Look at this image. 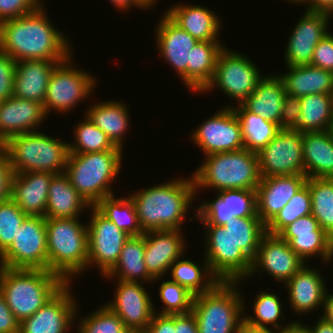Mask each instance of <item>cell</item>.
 <instances>
[{"label":"cell","mask_w":333,"mask_h":333,"mask_svg":"<svg viewBox=\"0 0 333 333\" xmlns=\"http://www.w3.org/2000/svg\"><path fill=\"white\" fill-rule=\"evenodd\" d=\"M44 6L0 23L1 52L15 61H64L73 54V44L52 24Z\"/></svg>","instance_id":"6da1fadb"},{"label":"cell","mask_w":333,"mask_h":333,"mask_svg":"<svg viewBox=\"0 0 333 333\" xmlns=\"http://www.w3.org/2000/svg\"><path fill=\"white\" fill-rule=\"evenodd\" d=\"M182 177L129 193L144 232L182 230L181 226L197 200L192 176Z\"/></svg>","instance_id":"7a4b0ae2"},{"label":"cell","mask_w":333,"mask_h":333,"mask_svg":"<svg viewBox=\"0 0 333 333\" xmlns=\"http://www.w3.org/2000/svg\"><path fill=\"white\" fill-rule=\"evenodd\" d=\"M204 157L202 164L191 174L196 197L200 189L207 188L216 193L226 189L256 191L261 180L257 153L243 148Z\"/></svg>","instance_id":"3957f363"},{"label":"cell","mask_w":333,"mask_h":333,"mask_svg":"<svg viewBox=\"0 0 333 333\" xmlns=\"http://www.w3.org/2000/svg\"><path fill=\"white\" fill-rule=\"evenodd\" d=\"M79 219L46 218L48 271L66 283L87 270V224Z\"/></svg>","instance_id":"277c9868"},{"label":"cell","mask_w":333,"mask_h":333,"mask_svg":"<svg viewBox=\"0 0 333 333\" xmlns=\"http://www.w3.org/2000/svg\"><path fill=\"white\" fill-rule=\"evenodd\" d=\"M65 284L61 277L48 270L0 266V291L19 322L37 312Z\"/></svg>","instance_id":"5b68a950"},{"label":"cell","mask_w":333,"mask_h":333,"mask_svg":"<svg viewBox=\"0 0 333 333\" xmlns=\"http://www.w3.org/2000/svg\"><path fill=\"white\" fill-rule=\"evenodd\" d=\"M239 281H219L211 290L194 296L192 313L198 333H240L246 310Z\"/></svg>","instance_id":"8992f818"},{"label":"cell","mask_w":333,"mask_h":333,"mask_svg":"<svg viewBox=\"0 0 333 333\" xmlns=\"http://www.w3.org/2000/svg\"><path fill=\"white\" fill-rule=\"evenodd\" d=\"M122 152L123 150H106L69 153L64 173L90 206H95L101 199L115 194L111 184L116 181L121 171Z\"/></svg>","instance_id":"52a82bcc"},{"label":"cell","mask_w":333,"mask_h":333,"mask_svg":"<svg viewBox=\"0 0 333 333\" xmlns=\"http://www.w3.org/2000/svg\"><path fill=\"white\" fill-rule=\"evenodd\" d=\"M1 147L8 155L13 173H64L69 155L68 141L41 130L10 137Z\"/></svg>","instance_id":"ba28073f"},{"label":"cell","mask_w":333,"mask_h":333,"mask_svg":"<svg viewBox=\"0 0 333 333\" xmlns=\"http://www.w3.org/2000/svg\"><path fill=\"white\" fill-rule=\"evenodd\" d=\"M72 59L71 54L59 62L51 73L43 105L46 116L51 111L68 114L79 102L88 100L97 86L93 74L74 66Z\"/></svg>","instance_id":"9c48e42d"},{"label":"cell","mask_w":333,"mask_h":333,"mask_svg":"<svg viewBox=\"0 0 333 333\" xmlns=\"http://www.w3.org/2000/svg\"><path fill=\"white\" fill-rule=\"evenodd\" d=\"M263 77L251 58L225 46L218 56L212 80L201 93L219 88L231 101L238 102L235 104H241Z\"/></svg>","instance_id":"30bf717a"},{"label":"cell","mask_w":333,"mask_h":333,"mask_svg":"<svg viewBox=\"0 0 333 333\" xmlns=\"http://www.w3.org/2000/svg\"><path fill=\"white\" fill-rule=\"evenodd\" d=\"M205 229L204 257L220 281H239L249 276L252 260L235 244L222 225H202ZM206 240V241H205Z\"/></svg>","instance_id":"8fae6325"},{"label":"cell","mask_w":333,"mask_h":333,"mask_svg":"<svg viewBox=\"0 0 333 333\" xmlns=\"http://www.w3.org/2000/svg\"><path fill=\"white\" fill-rule=\"evenodd\" d=\"M0 266L12 269L48 270L46 218L28 216L16 238L0 256Z\"/></svg>","instance_id":"7c38bea8"},{"label":"cell","mask_w":333,"mask_h":333,"mask_svg":"<svg viewBox=\"0 0 333 333\" xmlns=\"http://www.w3.org/2000/svg\"><path fill=\"white\" fill-rule=\"evenodd\" d=\"M87 221V268H97L104 277L117 263L122 247L130 237L106 218L95 206H91Z\"/></svg>","instance_id":"4fadbf2b"},{"label":"cell","mask_w":333,"mask_h":333,"mask_svg":"<svg viewBox=\"0 0 333 333\" xmlns=\"http://www.w3.org/2000/svg\"><path fill=\"white\" fill-rule=\"evenodd\" d=\"M190 136L204 156L245 148L241 123L233 107L218 110L199 124Z\"/></svg>","instance_id":"5bb4252c"},{"label":"cell","mask_w":333,"mask_h":333,"mask_svg":"<svg viewBox=\"0 0 333 333\" xmlns=\"http://www.w3.org/2000/svg\"><path fill=\"white\" fill-rule=\"evenodd\" d=\"M261 177L305 175L302 133L280 130L258 153Z\"/></svg>","instance_id":"9a60e30c"},{"label":"cell","mask_w":333,"mask_h":333,"mask_svg":"<svg viewBox=\"0 0 333 333\" xmlns=\"http://www.w3.org/2000/svg\"><path fill=\"white\" fill-rule=\"evenodd\" d=\"M71 285L72 282L66 283L37 312L22 320L19 333H69L80 310Z\"/></svg>","instance_id":"2e32d148"},{"label":"cell","mask_w":333,"mask_h":333,"mask_svg":"<svg viewBox=\"0 0 333 333\" xmlns=\"http://www.w3.org/2000/svg\"><path fill=\"white\" fill-rule=\"evenodd\" d=\"M306 264L287 241L278 235L266 233L259 244L257 254L252 260V268L247 278L239 280L246 282L249 278L262 272L270 275L283 285Z\"/></svg>","instance_id":"e0dca14e"},{"label":"cell","mask_w":333,"mask_h":333,"mask_svg":"<svg viewBox=\"0 0 333 333\" xmlns=\"http://www.w3.org/2000/svg\"><path fill=\"white\" fill-rule=\"evenodd\" d=\"M215 199L200 203L192 219L202 225H225L231 220L253 216L257 213L256 191L226 189L216 193Z\"/></svg>","instance_id":"ac0fdd59"},{"label":"cell","mask_w":333,"mask_h":333,"mask_svg":"<svg viewBox=\"0 0 333 333\" xmlns=\"http://www.w3.org/2000/svg\"><path fill=\"white\" fill-rule=\"evenodd\" d=\"M332 15L306 10L293 26L285 46V66L309 65L316 45L330 31Z\"/></svg>","instance_id":"d6986e66"},{"label":"cell","mask_w":333,"mask_h":333,"mask_svg":"<svg viewBox=\"0 0 333 333\" xmlns=\"http://www.w3.org/2000/svg\"><path fill=\"white\" fill-rule=\"evenodd\" d=\"M277 235L287 241L290 248L306 263L314 256H320L323 264L332 263L333 239L319 226L312 214L298 218Z\"/></svg>","instance_id":"ffe728a7"},{"label":"cell","mask_w":333,"mask_h":333,"mask_svg":"<svg viewBox=\"0 0 333 333\" xmlns=\"http://www.w3.org/2000/svg\"><path fill=\"white\" fill-rule=\"evenodd\" d=\"M115 295L105 305L124 323L126 329L146 331L155 313V305L141 282L116 280Z\"/></svg>","instance_id":"44dd1931"},{"label":"cell","mask_w":333,"mask_h":333,"mask_svg":"<svg viewBox=\"0 0 333 333\" xmlns=\"http://www.w3.org/2000/svg\"><path fill=\"white\" fill-rule=\"evenodd\" d=\"M182 230L166 229L145 232L144 262L153 282L166 277L174 261L184 256L187 250ZM184 252V253H183Z\"/></svg>","instance_id":"7402d4cb"},{"label":"cell","mask_w":333,"mask_h":333,"mask_svg":"<svg viewBox=\"0 0 333 333\" xmlns=\"http://www.w3.org/2000/svg\"><path fill=\"white\" fill-rule=\"evenodd\" d=\"M155 40L156 47L170 67H173L183 84L187 86V62H189V51L198 40L187 31L181 29L165 13L157 22Z\"/></svg>","instance_id":"603a6c76"},{"label":"cell","mask_w":333,"mask_h":333,"mask_svg":"<svg viewBox=\"0 0 333 333\" xmlns=\"http://www.w3.org/2000/svg\"><path fill=\"white\" fill-rule=\"evenodd\" d=\"M306 175L261 177L256 189L257 215L267 225L305 185Z\"/></svg>","instance_id":"cb8c5ba5"},{"label":"cell","mask_w":333,"mask_h":333,"mask_svg":"<svg viewBox=\"0 0 333 333\" xmlns=\"http://www.w3.org/2000/svg\"><path fill=\"white\" fill-rule=\"evenodd\" d=\"M46 118L40 103L16 96L0 101V146L10 137L37 131Z\"/></svg>","instance_id":"d4e9b609"},{"label":"cell","mask_w":333,"mask_h":333,"mask_svg":"<svg viewBox=\"0 0 333 333\" xmlns=\"http://www.w3.org/2000/svg\"><path fill=\"white\" fill-rule=\"evenodd\" d=\"M304 265L284 285L289 296L290 310L296 315L313 313L321 306L328 288L325 285V277L321 275L320 268ZM327 288V289H326Z\"/></svg>","instance_id":"484cf974"},{"label":"cell","mask_w":333,"mask_h":333,"mask_svg":"<svg viewBox=\"0 0 333 333\" xmlns=\"http://www.w3.org/2000/svg\"><path fill=\"white\" fill-rule=\"evenodd\" d=\"M54 175L43 171L14 173L10 198L29 216L45 217L49 185Z\"/></svg>","instance_id":"4316f807"},{"label":"cell","mask_w":333,"mask_h":333,"mask_svg":"<svg viewBox=\"0 0 333 333\" xmlns=\"http://www.w3.org/2000/svg\"><path fill=\"white\" fill-rule=\"evenodd\" d=\"M164 13L198 41H220L221 18L207 6L176 3Z\"/></svg>","instance_id":"83f0119b"},{"label":"cell","mask_w":333,"mask_h":333,"mask_svg":"<svg viewBox=\"0 0 333 333\" xmlns=\"http://www.w3.org/2000/svg\"><path fill=\"white\" fill-rule=\"evenodd\" d=\"M59 62L62 61H16L13 96L40 103L43 106L49 78Z\"/></svg>","instance_id":"f1b7e54d"},{"label":"cell","mask_w":333,"mask_h":333,"mask_svg":"<svg viewBox=\"0 0 333 333\" xmlns=\"http://www.w3.org/2000/svg\"><path fill=\"white\" fill-rule=\"evenodd\" d=\"M286 90L278 74H266L241 103L248 111L279 124Z\"/></svg>","instance_id":"f546056e"},{"label":"cell","mask_w":333,"mask_h":333,"mask_svg":"<svg viewBox=\"0 0 333 333\" xmlns=\"http://www.w3.org/2000/svg\"><path fill=\"white\" fill-rule=\"evenodd\" d=\"M84 112L85 115L100 128L119 148H123L124 139L130 128L128 107L121 100H106L93 103Z\"/></svg>","instance_id":"4dcf8cb0"},{"label":"cell","mask_w":333,"mask_h":333,"mask_svg":"<svg viewBox=\"0 0 333 333\" xmlns=\"http://www.w3.org/2000/svg\"><path fill=\"white\" fill-rule=\"evenodd\" d=\"M278 75L286 94L303 97L312 94H333V73L313 65L286 66Z\"/></svg>","instance_id":"1f68e13d"},{"label":"cell","mask_w":333,"mask_h":333,"mask_svg":"<svg viewBox=\"0 0 333 333\" xmlns=\"http://www.w3.org/2000/svg\"><path fill=\"white\" fill-rule=\"evenodd\" d=\"M90 207L71 185L65 173L55 174L52 177L45 218H81L83 211L87 209L90 211Z\"/></svg>","instance_id":"d6a6232c"},{"label":"cell","mask_w":333,"mask_h":333,"mask_svg":"<svg viewBox=\"0 0 333 333\" xmlns=\"http://www.w3.org/2000/svg\"><path fill=\"white\" fill-rule=\"evenodd\" d=\"M221 41H198L189 51L187 87L201 93L213 78L218 56L226 45Z\"/></svg>","instance_id":"836d02e7"},{"label":"cell","mask_w":333,"mask_h":333,"mask_svg":"<svg viewBox=\"0 0 333 333\" xmlns=\"http://www.w3.org/2000/svg\"><path fill=\"white\" fill-rule=\"evenodd\" d=\"M307 178H333V138L329 131L302 133Z\"/></svg>","instance_id":"e575fe53"},{"label":"cell","mask_w":333,"mask_h":333,"mask_svg":"<svg viewBox=\"0 0 333 333\" xmlns=\"http://www.w3.org/2000/svg\"><path fill=\"white\" fill-rule=\"evenodd\" d=\"M144 254L145 233L139 236H130L122 247L116 265L103 278L112 281L111 278L115 277L116 280L153 284L154 278L147 271L143 260Z\"/></svg>","instance_id":"d590c367"},{"label":"cell","mask_w":333,"mask_h":333,"mask_svg":"<svg viewBox=\"0 0 333 333\" xmlns=\"http://www.w3.org/2000/svg\"><path fill=\"white\" fill-rule=\"evenodd\" d=\"M182 256L172 263L168 272L171 279L185 287L194 296L211 290L220 280L211 272L205 257L201 265Z\"/></svg>","instance_id":"8d00e7d4"},{"label":"cell","mask_w":333,"mask_h":333,"mask_svg":"<svg viewBox=\"0 0 333 333\" xmlns=\"http://www.w3.org/2000/svg\"><path fill=\"white\" fill-rule=\"evenodd\" d=\"M227 107H233L238 116L242 127L244 147L251 152L258 153L280 131L278 124L248 111L242 104L235 106L227 104Z\"/></svg>","instance_id":"74e56055"},{"label":"cell","mask_w":333,"mask_h":333,"mask_svg":"<svg viewBox=\"0 0 333 333\" xmlns=\"http://www.w3.org/2000/svg\"><path fill=\"white\" fill-rule=\"evenodd\" d=\"M301 112L296 131H328L333 116V94H312L300 97Z\"/></svg>","instance_id":"f35d334b"},{"label":"cell","mask_w":333,"mask_h":333,"mask_svg":"<svg viewBox=\"0 0 333 333\" xmlns=\"http://www.w3.org/2000/svg\"><path fill=\"white\" fill-rule=\"evenodd\" d=\"M95 207L129 236L145 233L141 228L134 202L129 195L120 198L115 195L107 196Z\"/></svg>","instance_id":"ab89813d"},{"label":"cell","mask_w":333,"mask_h":333,"mask_svg":"<svg viewBox=\"0 0 333 333\" xmlns=\"http://www.w3.org/2000/svg\"><path fill=\"white\" fill-rule=\"evenodd\" d=\"M305 184L310 190L311 214L333 239V178H307Z\"/></svg>","instance_id":"60d3db41"},{"label":"cell","mask_w":333,"mask_h":333,"mask_svg":"<svg viewBox=\"0 0 333 333\" xmlns=\"http://www.w3.org/2000/svg\"><path fill=\"white\" fill-rule=\"evenodd\" d=\"M223 226L225 230L230 231L235 244L253 260L262 237L267 233L266 225L261 221L257 213L253 216L231 220Z\"/></svg>","instance_id":"b9f144b4"},{"label":"cell","mask_w":333,"mask_h":333,"mask_svg":"<svg viewBox=\"0 0 333 333\" xmlns=\"http://www.w3.org/2000/svg\"><path fill=\"white\" fill-rule=\"evenodd\" d=\"M277 293L261 290L254 297L253 310L254 315H244V323L255 328H277L282 330L287 325H281L283 315L281 299ZM282 316V317H281ZM280 324V325H279ZM273 326V327H272Z\"/></svg>","instance_id":"7bdbcfd3"},{"label":"cell","mask_w":333,"mask_h":333,"mask_svg":"<svg viewBox=\"0 0 333 333\" xmlns=\"http://www.w3.org/2000/svg\"><path fill=\"white\" fill-rule=\"evenodd\" d=\"M74 141L68 142L69 153H93L106 150H123L116 147L108 136L86 115L74 126Z\"/></svg>","instance_id":"ee69618b"},{"label":"cell","mask_w":333,"mask_h":333,"mask_svg":"<svg viewBox=\"0 0 333 333\" xmlns=\"http://www.w3.org/2000/svg\"><path fill=\"white\" fill-rule=\"evenodd\" d=\"M312 203L309 187L305 184L266 225V232L277 235L284 227L301 217L311 214Z\"/></svg>","instance_id":"f6af8a7d"},{"label":"cell","mask_w":333,"mask_h":333,"mask_svg":"<svg viewBox=\"0 0 333 333\" xmlns=\"http://www.w3.org/2000/svg\"><path fill=\"white\" fill-rule=\"evenodd\" d=\"M88 314L82 318L76 314L77 333H123L126 329L123 321L104 304Z\"/></svg>","instance_id":"bcb514c9"},{"label":"cell","mask_w":333,"mask_h":333,"mask_svg":"<svg viewBox=\"0 0 333 333\" xmlns=\"http://www.w3.org/2000/svg\"><path fill=\"white\" fill-rule=\"evenodd\" d=\"M158 289V295L164 306L157 312L155 310V313L171 315L191 312L194 295L185 287L169 279L162 281Z\"/></svg>","instance_id":"7dc6e473"},{"label":"cell","mask_w":333,"mask_h":333,"mask_svg":"<svg viewBox=\"0 0 333 333\" xmlns=\"http://www.w3.org/2000/svg\"><path fill=\"white\" fill-rule=\"evenodd\" d=\"M28 216L11 198L0 203V256L13 243L19 227Z\"/></svg>","instance_id":"c3c4849f"},{"label":"cell","mask_w":333,"mask_h":333,"mask_svg":"<svg viewBox=\"0 0 333 333\" xmlns=\"http://www.w3.org/2000/svg\"><path fill=\"white\" fill-rule=\"evenodd\" d=\"M43 4V0H0V23L34 12Z\"/></svg>","instance_id":"681fc988"},{"label":"cell","mask_w":333,"mask_h":333,"mask_svg":"<svg viewBox=\"0 0 333 333\" xmlns=\"http://www.w3.org/2000/svg\"><path fill=\"white\" fill-rule=\"evenodd\" d=\"M16 61L0 51V101L13 96Z\"/></svg>","instance_id":"f907efd6"},{"label":"cell","mask_w":333,"mask_h":333,"mask_svg":"<svg viewBox=\"0 0 333 333\" xmlns=\"http://www.w3.org/2000/svg\"><path fill=\"white\" fill-rule=\"evenodd\" d=\"M300 97L286 94L278 124L280 130H295L300 120Z\"/></svg>","instance_id":"816d5d0a"},{"label":"cell","mask_w":333,"mask_h":333,"mask_svg":"<svg viewBox=\"0 0 333 333\" xmlns=\"http://www.w3.org/2000/svg\"><path fill=\"white\" fill-rule=\"evenodd\" d=\"M330 32L316 45L310 65L333 73V33Z\"/></svg>","instance_id":"f5cc1de1"},{"label":"cell","mask_w":333,"mask_h":333,"mask_svg":"<svg viewBox=\"0 0 333 333\" xmlns=\"http://www.w3.org/2000/svg\"><path fill=\"white\" fill-rule=\"evenodd\" d=\"M13 174L8 155L0 146V203L10 199Z\"/></svg>","instance_id":"db71d44e"},{"label":"cell","mask_w":333,"mask_h":333,"mask_svg":"<svg viewBox=\"0 0 333 333\" xmlns=\"http://www.w3.org/2000/svg\"><path fill=\"white\" fill-rule=\"evenodd\" d=\"M19 325L0 291V333H19Z\"/></svg>","instance_id":"11a10c76"},{"label":"cell","mask_w":333,"mask_h":333,"mask_svg":"<svg viewBox=\"0 0 333 333\" xmlns=\"http://www.w3.org/2000/svg\"><path fill=\"white\" fill-rule=\"evenodd\" d=\"M146 333H175V314L154 313Z\"/></svg>","instance_id":"9f6ffc18"},{"label":"cell","mask_w":333,"mask_h":333,"mask_svg":"<svg viewBox=\"0 0 333 333\" xmlns=\"http://www.w3.org/2000/svg\"><path fill=\"white\" fill-rule=\"evenodd\" d=\"M175 333H198V325L192 311L175 314Z\"/></svg>","instance_id":"6f0895ef"},{"label":"cell","mask_w":333,"mask_h":333,"mask_svg":"<svg viewBox=\"0 0 333 333\" xmlns=\"http://www.w3.org/2000/svg\"><path fill=\"white\" fill-rule=\"evenodd\" d=\"M306 10L325 12L333 16V0H308Z\"/></svg>","instance_id":"680465c9"},{"label":"cell","mask_w":333,"mask_h":333,"mask_svg":"<svg viewBox=\"0 0 333 333\" xmlns=\"http://www.w3.org/2000/svg\"><path fill=\"white\" fill-rule=\"evenodd\" d=\"M322 308L323 313L320 317L333 324V294H329L328 290L325 293Z\"/></svg>","instance_id":"91938a15"},{"label":"cell","mask_w":333,"mask_h":333,"mask_svg":"<svg viewBox=\"0 0 333 333\" xmlns=\"http://www.w3.org/2000/svg\"><path fill=\"white\" fill-rule=\"evenodd\" d=\"M299 321H291L281 330V333H311L310 326Z\"/></svg>","instance_id":"94428289"},{"label":"cell","mask_w":333,"mask_h":333,"mask_svg":"<svg viewBox=\"0 0 333 333\" xmlns=\"http://www.w3.org/2000/svg\"><path fill=\"white\" fill-rule=\"evenodd\" d=\"M311 333H333V324L326 321L319 315L313 327L310 326Z\"/></svg>","instance_id":"6125c7cd"},{"label":"cell","mask_w":333,"mask_h":333,"mask_svg":"<svg viewBox=\"0 0 333 333\" xmlns=\"http://www.w3.org/2000/svg\"><path fill=\"white\" fill-rule=\"evenodd\" d=\"M109 1L114 7H116L117 10H119V12L123 11V13H125L126 11H130L131 8H133V6L134 9L135 8H138V10L140 8L143 9L135 0H109Z\"/></svg>","instance_id":"be15d7a7"},{"label":"cell","mask_w":333,"mask_h":333,"mask_svg":"<svg viewBox=\"0 0 333 333\" xmlns=\"http://www.w3.org/2000/svg\"><path fill=\"white\" fill-rule=\"evenodd\" d=\"M240 333H281V330L277 328H255L243 322Z\"/></svg>","instance_id":"e7e4bbea"},{"label":"cell","mask_w":333,"mask_h":333,"mask_svg":"<svg viewBox=\"0 0 333 333\" xmlns=\"http://www.w3.org/2000/svg\"><path fill=\"white\" fill-rule=\"evenodd\" d=\"M143 9H153L158 0H135Z\"/></svg>","instance_id":"03108f58"},{"label":"cell","mask_w":333,"mask_h":333,"mask_svg":"<svg viewBox=\"0 0 333 333\" xmlns=\"http://www.w3.org/2000/svg\"><path fill=\"white\" fill-rule=\"evenodd\" d=\"M123 333H146V331L139 329H125Z\"/></svg>","instance_id":"003e7915"},{"label":"cell","mask_w":333,"mask_h":333,"mask_svg":"<svg viewBox=\"0 0 333 333\" xmlns=\"http://www.w3.org/2000/svg\"><path fill=\"white\" fill-rule=\"evenodd\" d=\"M287 2H289L290 1V3H295V4H304V3H306L307 4V1L308 0H286Z\"/></svg>","instance_id":"a7ac6f4b"},{"label":"cell","mask_w":333,"mask_h":333,"mask_svg":"<svg viewBox=\"0 0 333 333\" xmlns=\"http://www.w3.org/2000/svg\"><path fill=\"white\" fill-rule=\"evenodd\" d=\"M331 134V137L333 138V116H332V119H331V124H330V128L328 130Z\"/></svg>","instance_id":"89a4df30"}]
</instances>
